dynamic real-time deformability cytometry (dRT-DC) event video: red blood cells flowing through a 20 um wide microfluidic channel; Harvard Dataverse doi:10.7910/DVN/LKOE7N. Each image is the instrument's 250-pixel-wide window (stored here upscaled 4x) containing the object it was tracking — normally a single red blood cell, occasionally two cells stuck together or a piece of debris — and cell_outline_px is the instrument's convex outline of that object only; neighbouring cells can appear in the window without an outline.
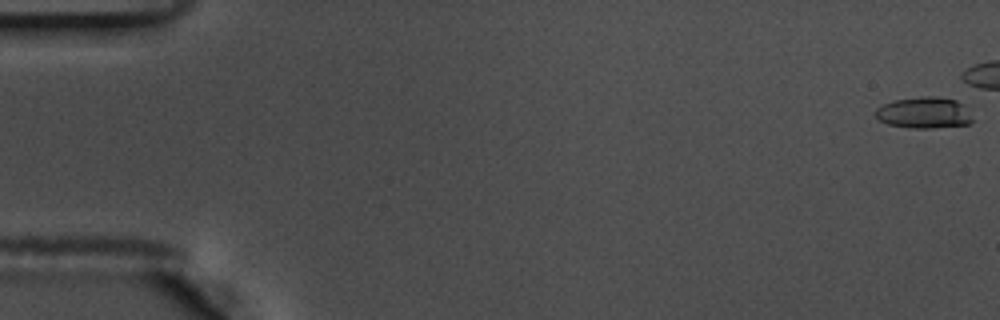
{"species": "common noctule bat (a hibernating species)", "species_latin": "Nyctalus noctula", "temperature_condition": "warm", "stored_images_in_passage": 26, "camera_frame_rate_fps": 3000, "um_per_image_px": 0.085, "animal": {"sex": "male", "body_mass_g": 17.5, "forearm_length_mm": 52.3}, "frame": {"image": 1, "passage_image": 1, "time_ms": 0.0, "image_size_px": [1000, 320], "cell_outline_px": [[972, 120], [968, 124], [932, 128], [908, 128], [888, 124], [880, 120], [876, 116], [876, 108], [884, 104], [896, 100], [920, 96], [936, 96], [956, 100], [964, 104]], "centroid_in_image_um": [78.54, 9.58], "position_along_channel_um": 6.5, "area_um2": 17.57}}